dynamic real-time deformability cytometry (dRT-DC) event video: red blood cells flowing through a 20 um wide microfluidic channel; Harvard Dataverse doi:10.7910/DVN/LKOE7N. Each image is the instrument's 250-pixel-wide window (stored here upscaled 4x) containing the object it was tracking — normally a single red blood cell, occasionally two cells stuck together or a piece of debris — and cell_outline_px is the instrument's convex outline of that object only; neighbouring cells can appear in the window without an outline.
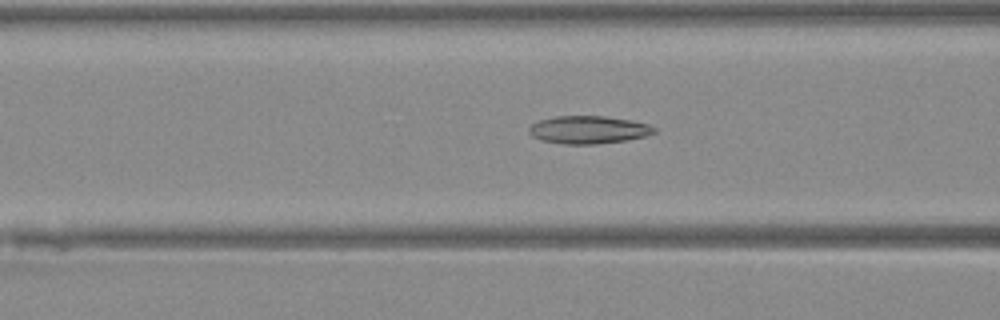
{"species": "Egyptian fruit bat (a non-hibernating species)", "species_latin": "Rousettus aegyptiacus", "temperature_condition": "warm", "stored_images_in_passage": 49, "camera_frame_rate_fps": 3000, "um_per_image_px": 0.085, "animal": {"sex": "female"}, "frame": {"image": 1, "passage_image": 20, "time_ms": 6.333, "image_size_px": [1000, 320], "cell_outline_px": [[656, 132], [644, 136], [624, 140], [596, 144], [564, 144], [540, 140], [532, 136], [528, 132], [528, 128], [532, 124], [540, 120], [556, 116], [604, 116], [632, 120], [648, 124], [656, 128]], "centroid_in_image_um": [50.0, 11.03], "position_along_channel_um": 116.6, "area_um2": 20.23}}
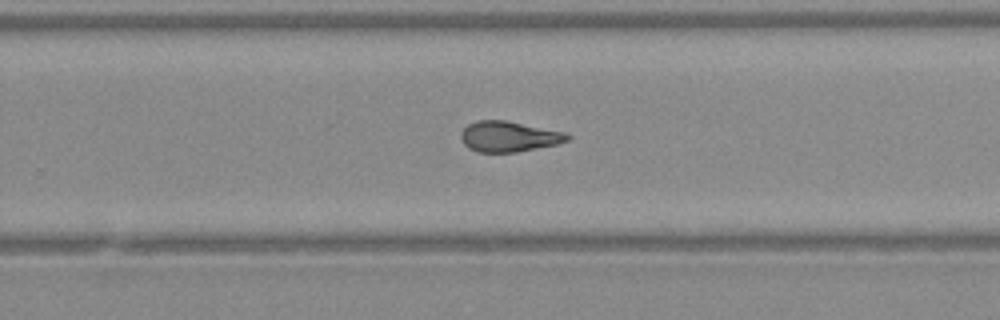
{"frame": {"image": 2, "passage_image": 32, "time_ms": 10.333, "image_size_px": [1000, 320], "cell_outline_px": [[572, 136], [568, 140], [556, 144], [516, 152], [480, 152], [468, 148], [464, 144], [460, 136], [460, 132], [468, 124], [476, 120], [508, 120], [564, 132]], "centroid_in_image_um": [43.22, 11.59], "position_along_channel_um": 286.6, "area_um2": 18.96}}
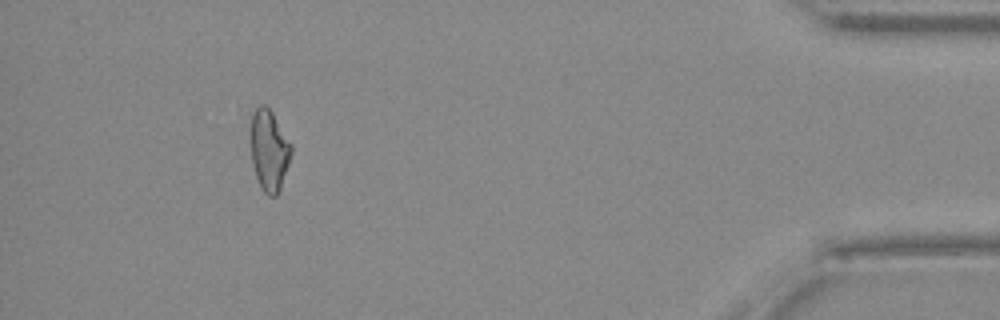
{"frame": {"image": 3, "passage_image": 45, "time_ms": 14.667, "image_size_px": [1000, 320], "cell_outline_px": [[292, 152], [280, 188], [276, 196], [268, 196], [260, 188], [252, 164], [248, 132], [252, 112], [260, 104], [264, 104], [272, 112], [292, 144]], "centroid_in_image_um": [22.83, 12.73], "position_along_channel_um": 412.4, "area_um2": 19.65}}